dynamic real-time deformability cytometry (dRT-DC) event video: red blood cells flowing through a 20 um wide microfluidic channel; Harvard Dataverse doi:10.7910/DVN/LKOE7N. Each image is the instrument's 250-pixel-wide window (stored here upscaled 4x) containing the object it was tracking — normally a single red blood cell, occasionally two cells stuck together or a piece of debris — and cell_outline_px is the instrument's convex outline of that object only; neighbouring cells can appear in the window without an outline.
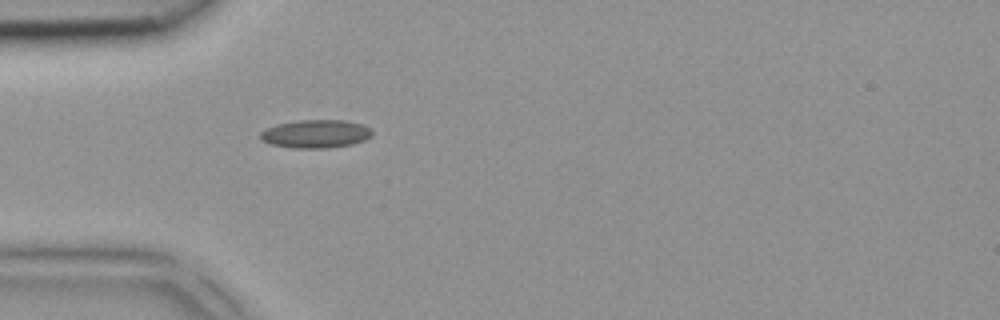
{"species": "common noctule bat (a hibernating species)", "species_latin": "Nyctalus noctula", "temperature_condition": "room temperature", "stored_images_in_passage": 3, "camera_frame_rate_fps": 3000, "um_per_image_px": 0.085, "animal": {"sex": "female", "body_mass_g": 18.4}, "frame": {"image": 1, "passage_image": 3, "time_ms": 0.667, "image_size_px": [1000, 320], "cell_outline_px": [[372, 136], [364, 140], [352, 144], [328, 148], [292, 148], [268, 144], [260, 140], [260, 132], [276, 124], [300, 120], [344, 120], [364, 124], [372, 128]], "centroid_in_image_um": [26.84, 11.38], "position_along_channel_um": 58.2, "area_um2": 18.61}}